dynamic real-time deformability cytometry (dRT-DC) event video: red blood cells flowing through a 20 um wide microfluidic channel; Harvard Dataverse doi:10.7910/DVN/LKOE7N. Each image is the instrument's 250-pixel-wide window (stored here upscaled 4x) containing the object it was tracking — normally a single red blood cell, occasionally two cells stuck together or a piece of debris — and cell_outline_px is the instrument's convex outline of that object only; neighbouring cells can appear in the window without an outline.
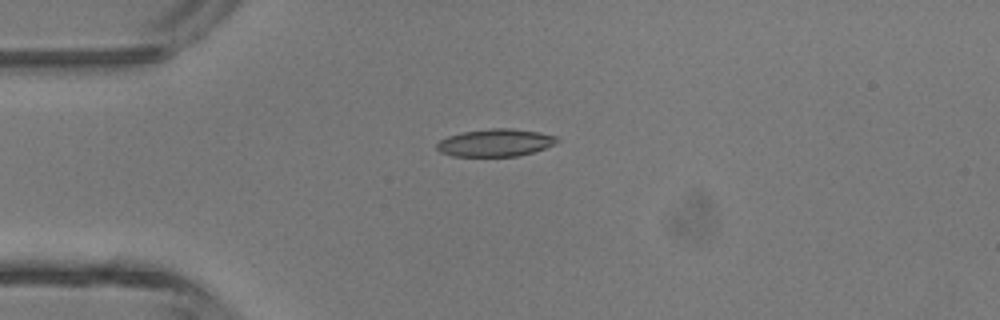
{"species": "common noctule bat (a hibernating species)", "species_latin": "Nyctalus noctula", "temperature_condition": "room temperature", "stored_images_in_passage": 31, "camera_frame_rate_fps": 3000, "um_per_image_px": 0.085, "animal": {"sex": "male", "body_mass_g": 13.3}, "frame": {"image": 1, "passage_image": 1, "time_ms": 0.0, "image_size_px": [1000, 320], "cell_outline_px": [[560, 140], [544, 148], [520, 156], [452, 156], [440, 152], [436, 148], [436, 144], [440, 140], [448, 136], [464, 132], [488, 128], [512, 128], [540, 132], [556, 136]], "centroid_in_image_um": [42.09, 12.12], "position_along_channel_um": 42.9, "area_um2": 19.25}}
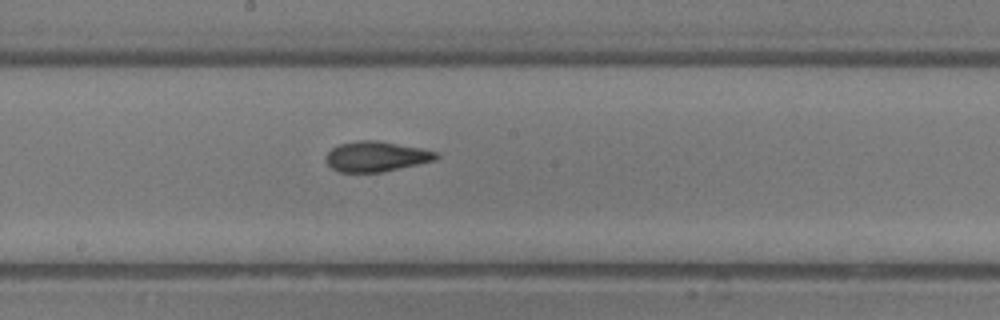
{"frame": {"image": 2, "passage_image": 14, "time_ms": 4.333, "image_size_px": [1000, 320], "cell_outline_px": [[440, 156], [436, 160], [384, 172], [340, 172], [332, 168], [324, 160], [328, 152], [332, 148], [340, 144], [356, 140], [376, 140], [420, 148], [436, 152]], "centroid_in_image_um": [31.97, 13.3], "position_along_channel_um": 216.2, "area_um2": 19.42}}
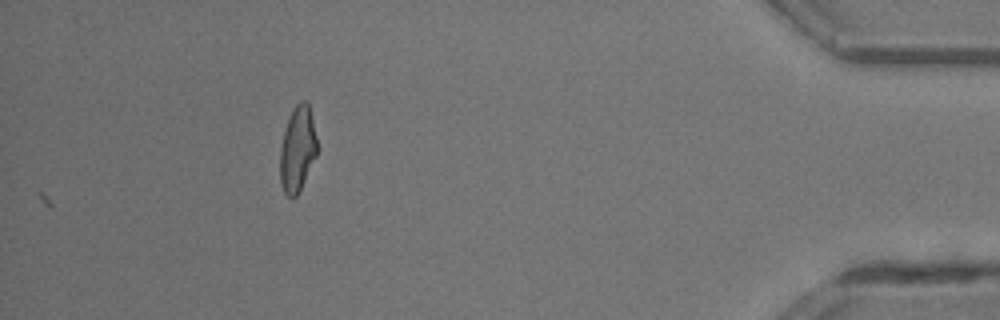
{"frame": {"image": 3, "passage_image": 31, "time_ms": 10.0, "image_size_px": [1000, 320], "cell_outline_px": [[320, 148], [300, 192], [296, 196], [288, 196], [284, 192], [280, 184], [280, 148], [288, 116], [296, 104], [300, 100], [308, 100]], "centroid_in_image_um": [25.32, 12.65], "position_along_channel_um": 409.9, "area_um2": 19.07}, "authors_computed_cell_mechanics": {"area_um2": 19.2474, "velocity_mm_per_s": 4.4888, "shape_relaxation_time_tau1_ms": 5.4171, "shape_relaxation_time_tau2_ms": 1.7995, "deformation_change_tau1": 0.205, "deformation_change_tau2": 0.0886}}